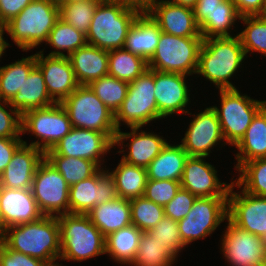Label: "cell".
Masks as SVG:
<instances>
[{"label":"cell","instance_id":"obj_18","mask_svg":"<svg viewBox=\"0 0 266 266\" xmlns=\"http://www.w3.org/2000/svg\"><path fill=\"white\" fill-rule=\"evenodd\" d=\"M193 116L181 146L189 156L208 157L214 145L225 141L217 113L211 106Z\"/></svg>","mask_w":266,"mask_h":266},{"label":"cell","instance_id":"obj_26","mask_svg":"<svg viewBox=\"0 0 266 266\" xmlns=\"http://www.w3.org/2000/svg\"><path fill=\"white\" fill-rule=\"evenodd\" d=\"M161 32L158 24L144 10L130 27L123 48L149 61L156 50Z\"/></svg>","mask_w":266,"mask_h":266},{"label":"cell","instance_id":"obj_34","mask_svg":"<svg viewBox=\"0 0 266 266\" xmlns=\"http://www.w3.org/2000/svg\"><path fill=\"white\" fill-rule=\"evenodd\" d=\"M45 159L70 186L91 177L100 169L92 160L57 155L51 149L45 152Z\"/></svg>","mask_w":266,"mask_h":266},{"label":"cell","instance_id":"obj_50","mask_svg":"<svg viewBox=\"0 0 266 266\" xmlns=\"http://www.w3.org/2000/svg\"><path fill=\"white\" fill-rule=\"evenodd\" d=\"M22 144L23 140L21 138H0V175Z\"/></svg>","mask_w":266,"mask_h":266},{"label":"cell","instance_id":"obj_45","mask_svg":"<svg viewBox=\"0 0 266 266\" xmlns=\"http://www.w3.org/2000/svg\"><path fill=\"white\" fill-rule=\"evenodd\" d=\"M180 187V181L148 179L143 196L164 207L175 197Z\"/></svg>","mask_w":266,"mask_h":266},{"label":"cell","instance_id":"obj_31","mask_svg":"<svg viewBox=\"0 0 266 266\" xmlns=\"http://www.w3.org/2000/svg\"><path fill=\"white\" fill-rule=\"evenodd\" d=\"M142 231L131 224L105 237V254L121 264H129L136 257Z\"/></svg>","mask_w":266,"mask_h":266},{"label":"cell","instance_id":"obj_62","mask_svg":"<svg viewBox=\"0 0 266 266\" xmlns=\"http://www.w3.org/2000/svg\"><path fill=\"white\" fill-rule=\"evenodd\" d=\"M262 266H266V255H265L264 259H263V264H262Z\"/></svg>","mask_w":266,"mask_h":266},{"label":"cell","instance_id":"obj_60","mask_svg":"<svg viewBox=\"0 0 266 266\" xmlns=\"http://www.w3.org/2000/svg\"><path fill=\"white\" fill-rule=\"evenodd\" d=\"M99 2H115V1H126V0H97Z\"/></svg>","mask_w":266,"mask_h":266},{"label":"cell","instance_id":"obj_52","mask_svg":"<svg viewBox=\"0 0 266 266\" xmlns=\"http://www.w3.org/2000/svg\"><path fill=\"white\" fill-rule=\"evenodd\" d=\"M224 0H198L195 7L193 8L195 20L200 24L208 14L214 11L218 4Z\"/></svg>","mask_w":266,"mask_h":266},{"label":"cell","instance_id":"obj_51","mask_svg":"<svg viewBox=\"0 0 266 266\" xmlns=\"http://www.w3.org/2000/svg\"><path fill=\"white\" fill-rule=\"evenodd\" d=\"M240 17L257 16L262 10L264 0H231Z\"/></svg>","mask_w":266,"mask_h":266},{"label":"cell","instance_id":"obj_10","mask_svg":"<svg viewBox=\"0 0 266 266\" xmlns=\"http://www.w3.org/2000/svg\"><path fill=\"white\" fill-rule=\"evenodd\" d=\"M21 117L22 133L29 131L28 133L31 132L41 140L30 144L23 140V144L36 147L44 153L52 149L73 128L61 103L25 111Z\"/></svg>","mask_w":266,"mask_h":266},{"label":"cell","instance_id":"obj_9","mask_svg":"<svg viewBox=\"0 0 266 266\" xmlns=\"http://www.w3.org/2000/svg\"><path fill=\"white\" fill-rule=\"evenodd\" d=\"M221 110L212 106L217 113L224 144L235 146L245 135L255 115L266 105V101L241 95L238 89H220Z\"/></svg>","mask_w":266,"mask_h":266},{"label":"cell","instance_id":"obj_24","mask_svg":"<svg viewBox=\"0 0 266 266\" xmlns=\"http://www.w3.org/2000/svg\"><path fill=\"white\" fill-rule=\"evenodd\" d=\"M139 129L141 127H131L132 131L129 133L117 130L114 145L122 146L125 139H130V143L126 145L129 150L128 154L124 153L121 160L131 165L147 168L167 142L162 136L142 130L139 132Z\"/></svg>","mask_w":266,"mask_h":266},{"label":"cell","instance_id":"obj_41","mask_svg":"<svg viewBox=\"0 0 266 266\" xmlns=\"http://www.w3.org/2000/svg\"><path fill=\"white\" fill-rule=\"evenodd\" d=\"M97 0L73 1L59 5V18L72 25L83 34L89 31Z\"/></svg>","mask_w":266,"mask_h":266},{"label":"cell","instance_id":"obj_8","mask_svg":"<svg viewBox=\"0 0 266 266\" xmlns=\"http://www.w3.org/2000/svg\"><path fill=\"white\" fill-rule=\"evenodd\" d=\"M154 88V70L149 68L129 83L126 97L114 114L117 130H120L121 121L130 128H142L149 122L159 119Z\"/></svg>","mask_w":266,"mask_h":266},{"label":"cell","instance_id":"obj_25","mask_svg":"<svg viewBox=\"0 0 266 266\" xmlns=\"http://www.w3.org/2000/svg\"><path fill=\"white\" fill-rule=\"evenodd\" d=\"M79 85H88L95 79L108 75L109 51L86 44L69 57Z\"/></svg>","mask_w":266,"mask_h":266},{"label":"cell","instance_id":"obj_17","mask_svg":"<svg viewBox=\"0 0 266 266\" xmlns=\"http://www.w3.org/2000/svg\"><path fill=\"white\" fill-rule=\"evenodd\" d=\"M144 10L164 33L180 37H202L192 8L176 5L167 0H155Z\"/></svg>","mask_w":266,"mask_h":266},{"label":"cell","instance_id":"obj_33","mask_svg":"<svg viewBox=\"0 0 266 266\" xmlns=\"http://www.w3.org/2000/svg\"><path fill=\"white\" fill-rule=\"evenodd\" d=\"M148 69V61L119 48L109 51L108 75L119 80L131 83Z\"/></svg>","mask_w":266,"mask_h":266},{"label":"cell","instance_id":"obj_23","mask_svg":"<svg viewBox=\"0 0 266 266\" xmlns=\"http://www.w3.org/2000/svg\"><path fill=\"white\" fill-rule=\"evenodd\" d=\"M44 158L45 153L42 150L22 144L0 175V186L12 189H31L34 174Z\"/></svg>","mask_w":266,"mask_h":266},{"label":"cell","instance_id":"obj_4","mask_svg":"<svg viewBox=\"0 0 266 266\" xmlns=\"http://www.w3.org/2000/svg\"><path fill=\"white\" fill-rule=\"evenodd\" d=\"M59 19L55 0H33L16 17L5 24V31L23 51L43 42Z\"/></svg>","mask_w":266,"mask_h":266},{"label":"cell","instance_id":"obj_36","mask_svg":"<svg viewBox=\"0 0 266 266\" xmlns=\"http://www.w3.org/2000/svg\"><path fill=\"white\" fill-rule=\"evenodd\" d=\"M237 19H240V16L234 3L231 0H224L199 24L201 36L203 39L232 36L228 30L235 25Z\"/></svg>","mask_w":266,"mask_h":266},{"label":"cell","instance_id":"obj_13","mask_svg":"<svg viewBox=\"0 0 266 266\" xmlns=\"http://www.w3.org/2000/svg\"><path fill=\"white\" fill-rule=\"evenodd\" d=\"M103 169L100 168L91 177L70 186V214H87L94 206L118 197L114 179Z\"/></svg>","mask_w":266,"mask_h":266},{"label":"cell","instance_id":"obj_11","mask_svg":"<svg viewBox=\"0 0 266 266\" xmlns=\"http://www.w3.org/2000/svg\"><path fill=\"white\" fill-rule=\"evenodd\" d=\"M225 219H228V197H197L186 217L178 221L183 244L205 238Z\"/></svg>","mask_w":266,"mask_h":266},{"label":"cell","instance_id":"obj_56","mask_svg":"<svg viewBox=\"0 0 266 266\" xmlns=\"http://www.w3.org/2000/svg\"><path fill=\"white\" fill-rule=\"evenodd\" d=\"M258 16L260 18L266 20V0H264V4H263V7H262V10H261V12L259 13Z\"/></svg>","mask_w":266,"mask_h":266},{"label":"cell","instance_id":"obj_19","mask_svg":"<svg viewBox=\"0 0 266 266\" xmlns=\"http://www.w3.org/2000/svg\"><path fill=\"white\" fill-rule=\"evenodd\" d=\"M205 156H189L185 162L181 187L196 197H228L232 182L221 183L214 166L205 162Z\"/></svg>","mask_w":266,"mask_h":266},{"label":"cell","instance_id":"obj_6","mask_svg":"<svg viewBox=\"0 0 266 266\" xmlns=\"http://www.w3.org/2000/svg\"><path fill=\"white\" fill-rule=\"evenodd\" d=\"M61 105L66 110L73 128L105 133L114 142L117 132L114 113L88 85H79Z\"/></svg>","mask_w":266,"mask_h":266},{"label":"cell","instance_id":"obj_55","mask_svg":"<svg viewBox=\"0 0 266 266\" xmlns=\"http://www.w3.org/2000/svg\"><path fill=\"white\" fill-rule=\"evenodd\" d=\"M134 4H138L145 8L150 2H153V0H126Z\"/></svg>","mask_w":266,"mask_h":266},{"label":"cell","instance_id":"obj_20","mask_svg":"<svg viewBox=\"0 0 266 266\" xmlns=\"http://www.w3.org/2000/svg\"><path fill=\"white\" fill-rule=\"evenodd\" d=\"M36 65L40 68L50 98L61 103L79 86L71 62L67 56H44L36 53Z\"/></svg>","mask_w":266,"mask_h":266},{"label":"cell","instance_id":"obj_3","mask_svg":"<svg viewBox=\"0 0 266 266\" xmlns=\"http://www.w3.org/2000/svg\"><path fill=\"white\" fill-rule=\"evenodd\" d=\"M240 37L222 36L203 39L195 74H201L220 89H236L229 81L245 59Z\"/></svg>","mask_w":266,"mask_h":266},{"label":"cell","instance_id":"obj_46","mask_svg":"<svg viewBox=\"0 0 266 266\" xmlns=\"http://www.w3.org/2000/svg\"><path fill=\"white\" fill-rule=\"evenodd\" d=\"M196 198L194 194L180 187L175 197L164 206V216L177 222L182 220L191 210Z\"/></svg>","mask_w":266,"mask_h":266},{"label":"cell","instance_id":"obj_54","mask_svg":"<svg viewBox=\"0 0 266 266\" xmlns=\"http://www.w3.org/2000/svg\"><path fill=\"white\" fill-rule=\"evenodd\" d=\"M170 3L181 5L189 8H194L198 0H167Z\"/></svg>","mask_w":266,"mask_h":266},{"label":"cell","instance_id":"obj_30","mask_svg":"<svg viewBox=\"0 0 266 266\" xmlns=\"http://www.w3.org/2000/svg\"><path fill=\"white\" fill-rule=\"evenodd\" d=\"M188 157L181 144L167 143L147 167L148 179L181 181Z\"/></svg>","mask_w":266,"mask_h":266},{"label":"cell","instance_id":"obj_49","mask_svg":"<svg viewBox=\"0 0 266 266\" xmlns=\"http://www.w3.org/2000/svg\"><path fill=\"white\" fill-rule=\"evenodd\" d=\"M33 0H0V21L5 25Z\"/></svg>","mask_w":266,"mask_h":266},{"label":"cell","instance_id":"obj_29","mask_svg":"<svg viewBox=\"0 0 266 266\" xmlns=\"http://www.w3.org/2000/svg\"><path fill=\"white\" fill-rule=\"evenodd\" d=\"M236 169L243 163L266 158V105L255 115L245 135L235 145Z\"/></svg>","mask_w":266,"mask_h":266},{"label":"cell","instance_id":"obj_5","mask_svg":"<svg viewBox=\"0 0 266 266\" xmlns=\"http://www.w3.org/2000/svg\"><path fill=\"white\" fill-rule=\"evenodd\" d=\"M60 229V260L83 261L105 254V236L87 214L57 217Z\"/></svg>","mask_w":266,"mask_h":266},{"label":"cell","instance_id":"obj_40","mask_svg":"<svg viewBox=\"0 0 266 266\" xmlns=\"http://www.w3.org/2000/svg\"><path fill=\"white\" fill-rule=\"evenodd\" d=\"M96 96L115 114L124 101L129 83L106 75L88 84Z\"/></svg>","mask_w":266,"mask_h":266},{"label":"cell","instance_id":"obj_37","mask_svg":"<svg viewBox=\"0 0 266 266\" xmlns=\"http://www.w3.org/2000/svg\"><path fill=\"white\" fill-rule=\"evenodd\" d=\"M47 43L55 50L49 53L48 56L69 57L78 48L84 47L87 41L85 34L59 18L48 35ZM61 50L67 51V55Z\"/></svg>","mask_w":266,"mask_h":266},{"label":"cell","instance_id":"obj_21","mask_svg":"<svg viewBox=\"0 0 266 266\" xmlns=\"http://www.w3.org/2000/svg\"><path fill=\"white\" fill-rule=\"evenodd\" d=\"M188 75L154 70V96L159 112V119L167 118L176 112L188 113L184 110L189 102V89L185 78Z\"/></svg>","mask_w":266,"mask_h":266},{"label":"cell","instance_id":"obj_43","mask_svg":"<svg viewBox=\"0 0 266 266\" xmlns=\"http://www.w3.org/2000/svg\"><path fill=\"white\" fill-rule=\"evenodd\" d=\"M239 20H242L247 25L241 33H238L245 54L257 51L266 55V20L258 15L243 16Z\"/></svg>","mask_w":266,"mask_h":266},{"label":"cell","instance_id":"obj_58","mask_svg":"<svg viewBox=\"0 0 266 266\" xmlns=\"http://www.w3.org/2000/svg\"><path fill=\"white\" fill-rule=\"evenodd\" d=\"M58 4L69 3L73 1H85V0H55Z\"/></svg>","mask_w":266,"mask_h":266},{"label":"cell","instance_id":"obj_2","mask_svg":"<svg viewBox=\"0 0 266 266\" xmlns=\"http://www.w3.org/2000/svg\"><path fill=\"white\" fill-rule=\"evenodd\" d=\"M0 240L14 251L44 262L60 259L61 243L57 216L10 226Z\"/></svg>","mask_w":266,"mask_h":266},{"label":"cell","instance_id":"obj_61","mask_svg":"<svg viewBox=\"0 0 266 266\" xmlns=\"http://www.w3.org/2000/svg\"><path fill=\"white\" fill-rule=\"evenodd\" d=\"M262 241H263V245L265 246V249H266V233L262 236Z\"/></svg>","mask_w":266,"mask_h":266},{"label":"cell","instance_id":"obj_35","mask_svg":"<svg viewBox=\"0 0 266 266\" xmlns=\"http://www.w3.org/2000/svg\"><path fill=\"white\" fill-rule=\"evenodd\" d=\"M36 66V54L0 67V100L10 101Z\"/></svg>","mask_w":266,"mask_h":266},{"label":"cell","instance_id":"obj_53","mask_svg":"<svg viewBox=\"0 0 266 266\" xmlns=\"http://www.w3.org/2000/svg\"><path fill=\"white\" fill-rule=\"evenodd\" d=\"M4 32H5V25L0 21V58L3 55V53L6 52L5 49L10 46L9 43H7L3 38Z\"/></svg>","mask_w":266,"mask_h":266},{"label":"cell","instance_id":"obj_7","mask_svg":"<svg viewBox=\"0 0 266 266\" xmlns=\"http://www.w3.org/2000/svg\"><path fill=\"white\" fill-rule=\"evenodd\" d=\"M203 37H180L161 32L148 68L158 72L196 73Z\"/></svg>","mask_w":266,"mask_h":266},{"label":"cell","instance_id":"obj_15","mask_svg":"<svg viewBox=\"0 0 266 266\" xmlns=\"http://www.w3.org/2000/svg\"><path fill=\"white\" fill-rule=\"evenodd\" d=\"M112 147H114V142L105 133L72 128L51 150L65 157L92 160L101 167V156L108 153Z\"/></svg>","mask_w":266,"mask_h":266},{"label":"cell","instance_id":"obj_44","mask_svg":"<svg viewBox=\"0 0 266 266\" xmlns=\"http://www.w3.org/2000/svg\"><path fill=\"white\" fill-rule=\"evenodd\" d=\"M159 243L166 245L177 257L180 250L185 248L181 240L178 222L164 216L152 229L147 231Z\"/></svg>","mask_w":266,"mask_h":266},{"label":"cell","instance_id":"obj_57","mask_svg":"<svg viewBox=\"0 0 266 266\" xmlns=\"http://www.w3.org/2000/svg\"><path fill=\"white\" fill-rule=\"evenodd\" d=\"M56 260H52V261H49V262H45L44 263V266H62V265H59V263H55Z\"/></svg>","mask_w":266,"mask_h":266},{"label":"cell","instance_id":"obj_27","mask_svg":"<svg viewBox=\"0 0 266 266\" xmlns=\"http://www.w3.org/2000/svg\"><path fill=\"white\" fill-rule=\"evenodd\" d=\"M87 215L105 237L132 224L130 200L120 197L94 206Z\"/></svg>","mask_w":266,"mask_h":266},{"label":"cell","instance_id":"obj_28","mask_svg":"<svg viewBox=\"0 0 266 266\" xmlns=\"http://www.w3.org/2000/svg\"><path fill=\"white\" fill-rule=\"evenodd\" d=\"M47 91L40 68L36 65L25 78L22 88L9 101V105L21 115L28 110L54 104Z\"/></svg>","mask_w":266,"mask_h":266},{"label":"cell","instance_id":"obj_14","mask_svg":"<svg viewBox=\"0 0 266 266\" xmlns=\"http://www.w3.org/2000/svg\"><path fill=\"white\" fill-rule=\"evenodd\" d=\"M221 242L222 252L232 266H262L266 255L262 237L249 233L229 219Z\"/></svg>","mask_w":266,"mask_h":266},{"label":"cell","instance_id":"obj_12","mask_svg":"<svg viewBox=\"0 0 266 266\" xmlns=\"http://www.w3.org/2000/svg\"><path fill=\"white\" fill-rule=\"evenodd\" d=\"M31 189L44 216L58 217L69 213L70 185L45 158L37 167Z\"/></svg>","mask_w":266,"mask_h":266},{"label":"cell","instance_id":"obj_59","mask_svg":"<svg viewBox=\"0 0 266 266\" xmlns=\"http://www.w3.org/2000/svg\"><path fill=\"white\" fill-rule=\"evenodd\" d=\"M3 235V220L0 214V237Z\"/></svg>","mask_w":266,"mask_h":266},{"label":"cell","instance_id":"obj_1","mask_svg":"<svg viewBox=\"0 0 266 266\" xmlns=\"http://www.w3.org/2000/svg\"><path fill=\"white\" fill-rule=\"evenodd\" d=\"M143 11L129 1L99 2L86 34L87 44L107 51L123 48L130 27Z\"/></svg>","mask_w":266,"mask_h":266},{"label":"cell","instance_id":"obj_22","mask_svg":"<svg viewBox=\"0 0 266 266\" xmlns=\"http://www.w3.org/2000/svg\"><path fill=\"white\" fill-rule=\"evenodd\" d=\"M0 214L3 220V233L10 226L33 222L44 216L38 208L32 189L1 186Z\"/></svg>","mask_w":266,"mask_h":266},{"label":"cell","instance_id":"obj_48","mask_svg":"<svg viewBox=\"0 0 266 266\" xmlns=\"http://www.w3.org/2000/svg\"><path fill=\"white\" fill-rule=\"evenodd\" d=\"M44 261L9 249L0 240V266H44Z\"/></svg>","mask_w":266,"mask_h":266},{"label":"cell","instance_id":"obj_16","mask_svg":"<svg viewBox=\"0 0 266 266\" xmlns=\"http://www.w3.org/2000/svg\"><path fill=\"white\" fill-rule=\"evenodd\" d=\"M234 182L228 192V219L237 227L262 237L266 233V197L245 191L233 192Z\"/></svg>","mask_w":266,"mask_h":266},{"label":"cell","instance_id":"obj_32","mask_svg":"<svg viewBox=\"0 0 266 266\" xmlns=\"http://www.w3.org/2000/svg\"><path fill=\"white\" fill-rule=\"evenodd\" d=\"M107 172L114 179L118 197L130 200L143 196L148 180L147 168L121 160L115 170Z\"/></svg>","mask_w":266,"mask_h":266},{"label":"cell","instance_id":"obj_47","mask_svg":"<svg viewBox=\"0 0 266 266\" xmlns=\"http://www.w3.org/2000/svg\"><path fill=\"white\" fill-rule=\"evenodd\" d=\"M4 106H10L9 102L0 100V138H20L19 134H22L21 114L11 107L9 113Z\"/></svg>","mask_w":266,"mask_h":266},{"label":"cell","instance_id":"obj_42","mask_svg":"<svg viewBox=\"0 0 266 266\" xmlns=\"http://www.w3.org/2000/svg\"><path fill=\"white\" fill-rule=\"evenodd\" d=\"M130 213L132 224L147 232L164 217V207L141 196L130 199Z\"/></svg>","mask_w":266,"mask_h":266},{"label":"cell","instance_id":"obj_39","mask_svg":"<svg viewBox=\"0 0 266 266\" xmlns=\"http://www.w3.org/2000/svg\"><path fill=\"white\" fill-rule=\"evenodd\" d=\"M239 178L234 181L237 188L257 196L266 197V158L243 163L238 169Z\"/></svg>","mask_w":266,"mask_h":266},{"label":"cell","instance_id":"obj_38","mask_svg":"<svg viewBox=\"0 0 266 266\" xmlns=\"http://www.w3.org/2000/svg\"><path fill=\"white\" fill-rule=\"evenodd\" d=\"M175 259L176 256L166 245L159 243L148 232H143L131 266H172Z\"/></svg>","mask_w":266,"mask_h":266}]
</instances>
